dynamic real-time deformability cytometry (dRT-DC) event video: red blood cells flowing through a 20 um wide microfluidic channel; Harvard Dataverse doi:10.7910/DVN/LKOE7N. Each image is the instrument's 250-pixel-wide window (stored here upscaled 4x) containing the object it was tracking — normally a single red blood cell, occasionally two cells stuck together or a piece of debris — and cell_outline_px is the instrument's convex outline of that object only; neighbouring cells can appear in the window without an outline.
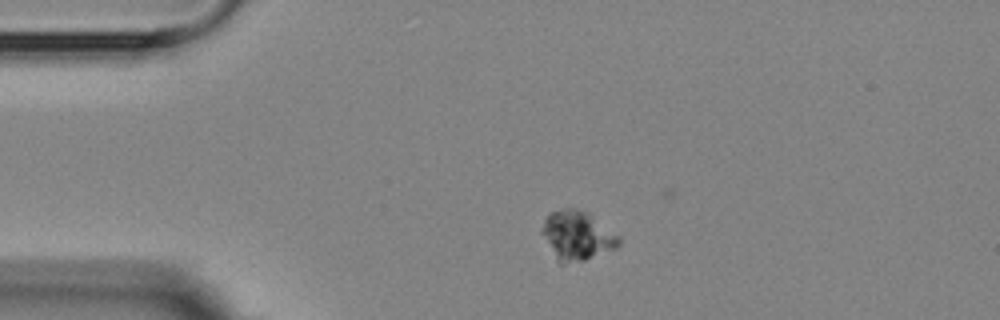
{"species": "Egyptian fruit bat (a non-hibernating species)", "species_latin": "Rousettus aegyptiacus", "temperature_condition": "room temperature", "stored_images_in_passage": 13, "camera_frame_rate_fps": 3000, "um_per_image_px": 0.085, "animal": {"sex": "female"}, "frame": {"image": 1, "passage_image": 2, "time_ms": 1.667, "image_size_px": [1000, 320], "cell_outline_px": [[620, 244], [616, 248], [584, 260], [564, 264], [560, 264], [556, 260], [540, 232], [544, 220], [552, 212], [564, 208], [576, 208], [588, 212], [620, 236]], "centroid_in_image_um": [49.05, 20.03], "position_along_channel_um": 36.0, "area_um2": 22.08}}
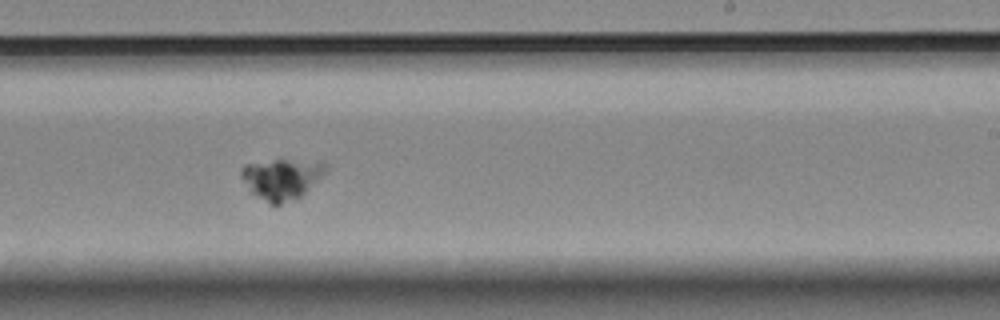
{"frame": {"image": 2, "passage_image": 8, "time_ms": 9.333, "image_size_px": [1000, 320], "cell_outline_px": [[328, 168], [300, 196], [280, 204], [268, 204], [248, 192], [240, 176], [240, 168], [244, 164], [272, 160], [324, 160]], "centroid_in_image_um": [23.87, 15.18], "position_along_channel_um": 265.1, "area_um2": 20.23}}
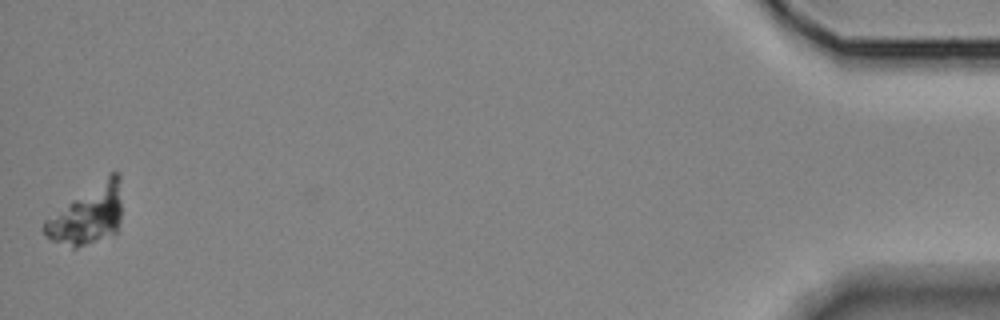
{"frame": {"image": 3, "passage_image": 13, "time_ms": 16.667, "image_size_px": [1000, 320], "cell_outline_px": [[120, 220], [116, 232], [76, 248], [72, 248], [52, 240], [44, 236], [44, 220], [72, 200], [112, 172], [116, 172], [120, 176]], "centroid_in_image_um": [7.43, 18.27], "position_along_channel_um": 427.8, "area_um2": 25.84}}